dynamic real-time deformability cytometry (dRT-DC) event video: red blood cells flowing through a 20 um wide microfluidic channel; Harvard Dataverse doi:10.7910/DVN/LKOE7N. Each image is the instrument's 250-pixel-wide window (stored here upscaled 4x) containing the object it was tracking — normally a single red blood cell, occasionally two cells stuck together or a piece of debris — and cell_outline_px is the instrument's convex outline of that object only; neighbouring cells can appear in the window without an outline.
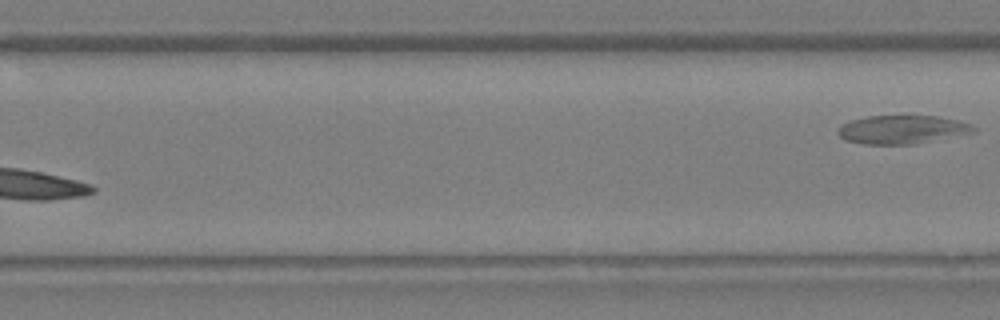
{"species": "Egyptian fruit bat (a non-hibernating species)", "species_latin": "Rousettus aegyptiacus", "temperature_condition": "warm", "stored_images_in_passage": 17, "segment_of_instrument_passage": [2, 2], "camera_frame_rate_fps": 3000, "um_per_image_px": 0.085, "animal": {"sex": "female"}, "frame": {"image": 1, "passage_image": 17, "time_ms": 5.333, "image_size_px": [1000, 320], "cell_outline_px": [[976, 132], [916, 144], [864, 144], [844, 140], [836, 132], [840, 124], [852, 120], [868, 116], [940, 116], [956, 120], [968, 124], [976, 128]], "centroid_in_image_um": [76.65, 11.02], "position_along_channel_um": 253.1, "area_um2": 22.54}}